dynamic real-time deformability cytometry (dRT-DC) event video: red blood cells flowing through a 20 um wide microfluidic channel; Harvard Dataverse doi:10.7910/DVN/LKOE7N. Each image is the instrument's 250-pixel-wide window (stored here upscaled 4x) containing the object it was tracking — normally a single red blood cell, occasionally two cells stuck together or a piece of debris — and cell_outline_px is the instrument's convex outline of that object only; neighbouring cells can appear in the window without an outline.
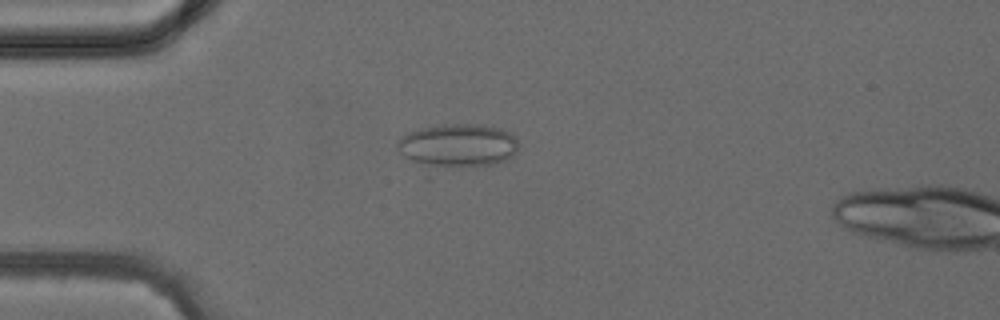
{"species": "common noctule bat (a hibernating species)", "species_latin": "Nyctalus noctula", "temperature_condition": "cold", "stored_images_in_passage": 13, "camera_frame_rate_fps": 3000, "um_per_image_px": 0.085, "animal": {"sex": "female", "body_mass_g": 24.6, "forearm_length_mm": 56.2}, "frame": {"image": 1, "passage_image": 11, "time_ms": 3.333, "image_size_px": [1000, 320], "cell_outline_px": [[516, 152], [512, 156], [504, 160], [492, 164], [428, 180], [396, 148], [396, 144], [400, 136], [408, 132], [424, 128], [444, 124], [480, 124], [500, 128], [516, 136]], "centroid_in_image_um": [38.72, 12.59], "position_along_channel_um": 46.3, "area_um2": 34.33}}